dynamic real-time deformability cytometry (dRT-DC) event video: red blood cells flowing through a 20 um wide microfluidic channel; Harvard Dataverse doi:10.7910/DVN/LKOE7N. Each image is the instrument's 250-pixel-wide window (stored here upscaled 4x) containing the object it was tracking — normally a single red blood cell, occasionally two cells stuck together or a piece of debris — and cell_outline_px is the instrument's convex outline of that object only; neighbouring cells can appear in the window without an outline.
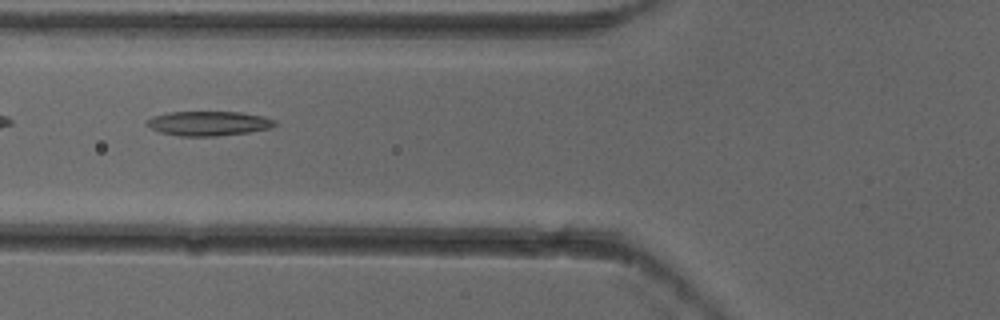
{"species": "common noctule bat (a hibernating species)", "species_latin": "Nyctalus noctula", "temperature_condition": "cold", "stored_images_in_passage": 3, "camera_frame_rate_fps": 3000, "um_per_image_px": 0.085, "animal": {"sex": "female"}, "frame": {"image": 1, "passage_image": 3, "time_ms": 0.667, "image_size_px": [1000, 320], "cell_outline_px": [[276, 124], [272, 128], [248, 132], [216, 136], [180, 136], [160, 132], [144, 124], [152, 116], [168, 112], [240, 112], [264, 116], [276, 120]], "centroid_in_image_um": [17.74, 10.48], "position_along_channel_um": 108.1, "area_um2": 18.32}}